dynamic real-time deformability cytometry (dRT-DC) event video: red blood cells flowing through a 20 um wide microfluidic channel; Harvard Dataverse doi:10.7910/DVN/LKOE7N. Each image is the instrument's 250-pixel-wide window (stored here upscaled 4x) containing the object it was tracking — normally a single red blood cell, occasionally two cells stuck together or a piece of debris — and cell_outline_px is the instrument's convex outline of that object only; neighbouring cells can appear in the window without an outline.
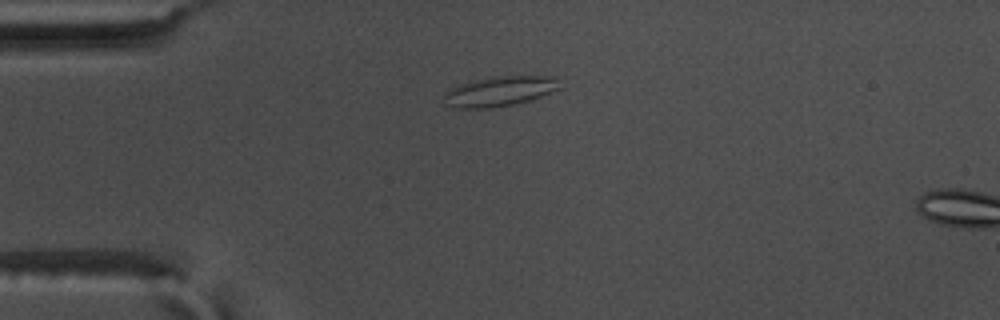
{"species": "common noctule bat (a hibernating species)", "species_latin": "Nyctalus noctula", "temperature_condition": "warm", "stored_images_in_passage": 8, "camera_frame_rate_fps": 3000, "um_per_image_px": 0.085, "animal": {"sex": "male", "body_mass_g": 17.5, "forearm_length_mm": 52.3}, "frame": {"image": 1, "passage_image": 4, "time_ms": 1.0, "image_size_px": [1000, 320], "cell_outline_px": [[560, 88], [540, 96], [528, 100], [512, 104], [492, 108], [452, 108], [444, 104], [444, 92], [460, 84], [492, 76], [552, 76], [556, 80]], "centroid_in_image_um": [42.39, 7.76], "position_along_channel_um": 42.6, "area_um2": 19.94}}